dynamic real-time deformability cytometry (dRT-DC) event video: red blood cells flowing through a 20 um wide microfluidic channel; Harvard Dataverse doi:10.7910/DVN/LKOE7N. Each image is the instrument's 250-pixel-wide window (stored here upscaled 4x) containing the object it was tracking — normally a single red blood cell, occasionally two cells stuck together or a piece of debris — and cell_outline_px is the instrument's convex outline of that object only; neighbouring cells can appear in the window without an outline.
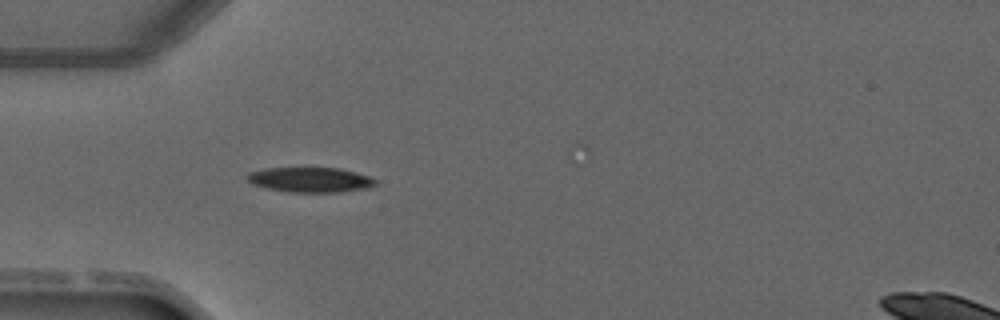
{"species": "common noctule bat (a hibernating species)", "species_latin": "Nyctalus noctula", "temperature_condition": "warm", "stored_images_in_passage": 3, "camera_frame_rate_fps": 3000, "um_per_image_px": 0.085, "animal": {"sex": "male", "forearm_length_mm": 52.5}, "frame": {"image": 1, "passage_image": 2, "time_ms": 1.0, "image_size_px": [1000, 320], "cell_outline_px": [[376, 184], [368, 188], [340, 192], [288, 192], [264, 188], [252, 184], [244, 176], [248, 172], [268, 168], [340, 168], [356, 172], [368, 176], [376, 180]], "centroid_in_image_um": [26.34, 15.28], "position_along_channel_um": 58.7, "area_um2": 18.79}}